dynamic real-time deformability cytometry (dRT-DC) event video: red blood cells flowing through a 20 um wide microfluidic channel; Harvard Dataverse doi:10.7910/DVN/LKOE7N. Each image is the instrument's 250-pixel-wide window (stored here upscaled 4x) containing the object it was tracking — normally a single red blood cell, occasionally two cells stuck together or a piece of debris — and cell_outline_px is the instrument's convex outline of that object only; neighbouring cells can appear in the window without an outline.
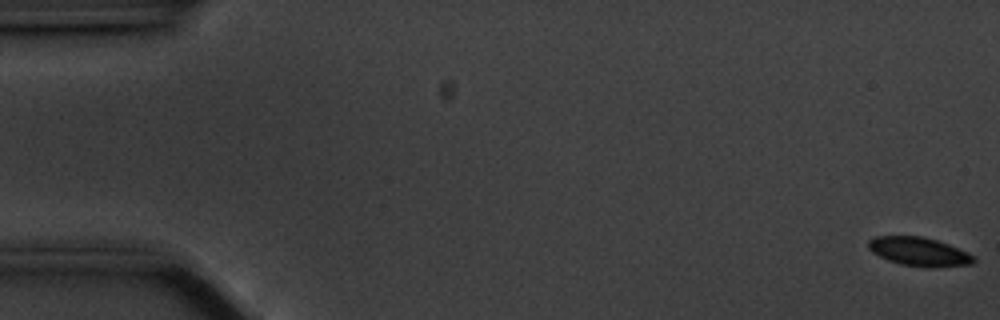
{"species": "common noctule bat (a hibernating species)", "species_latin": "Nyctalus noctula", "temperature_condition": "cold", "stored_images_in_passage": 18, "camera_frame_rate_fps": 3000, "um_per_image_px": 0.085, "animal": {"sex": "male", "body_mass_g": 20.1, "forearm_length_mm": 53.5}, "frame": {"image": 1, "passage_image": 1, "time_ms": 0.0, "image_size_px": [1000, 320], "cell_outline_px": [[976, 260], [972, 264], [936, 268], [924, 268], [900, 264], [888, 260], [872, 252], [868, 248], [868, 240], [876, 236], [920, 236], [936, 240], [948, 244], [968, 252], [976, 256]], "centroid_in_image_um": [78.15, 21.41], "position_along_channel_um": 6.8, "area_um2": 17.86}}
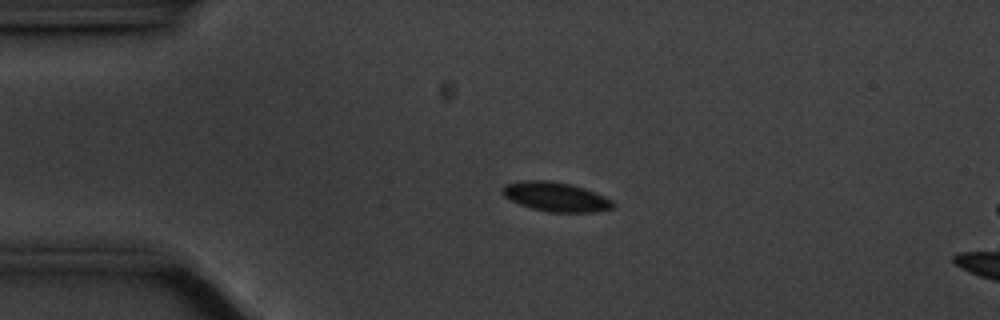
{"frame": {"image": 2, "passage_image": 13, "time_ms": 4.0, "image_size_px": [1000, 320], "cell_outline_px": [[612, 208], [596, 212], [548, 212], [532, 208], [520, 204], [504, 196], [500, 192], [504, 184], [524, 180], [544, 180], [572, 184], [584, 188], [604, 196], [612, 200]], "centroid_in_image_um": [47.21, 16.72], "position_along_channel_um": 37.8, "area_um2": 18.79}}